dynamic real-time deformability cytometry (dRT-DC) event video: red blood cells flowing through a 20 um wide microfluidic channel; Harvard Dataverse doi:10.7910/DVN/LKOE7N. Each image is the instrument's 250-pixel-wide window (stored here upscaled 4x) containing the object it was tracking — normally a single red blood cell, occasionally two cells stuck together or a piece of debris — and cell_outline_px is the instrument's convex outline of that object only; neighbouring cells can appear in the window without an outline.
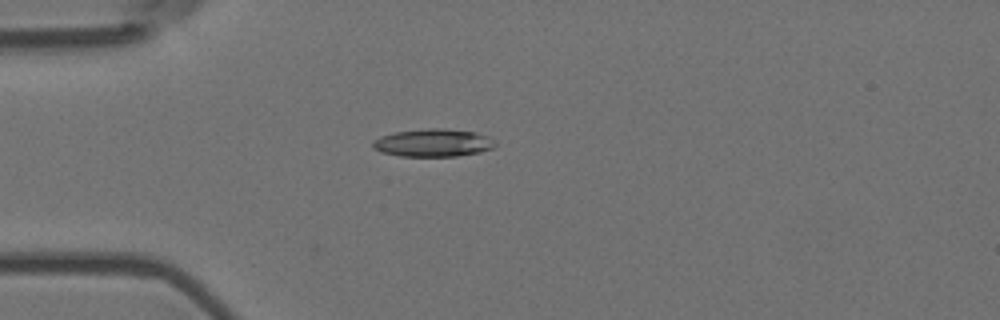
{"species": "Egyptian fruit bat (a non-hibernating species)", "species_latin": "Rousettus aegyptiacus", "temperature_condition": "room temperature", "stored_images_in_passage": 2, "camera_frame_rate_fps": 3000, "um_per_image_px": 0.085, "animal": {"sex": "female"}, "frame": {"image": 1, "passage_image": 1, "time_ms": 0.0, "image_size_px": [1000, 320], "cell_outline_px": [[496, 144], [492, 148], [480, 152], [456, 156], [400, 156], [380, 152], [372, 148], [372, 140], [380, 136], [396, 132], [428, 128], [444, 128], [476, 132], [488, 136]], "centroid_in_image_um": [36.78, 12.14], "position_along_channel_um": 48.2, "area_um2": 19.88}}